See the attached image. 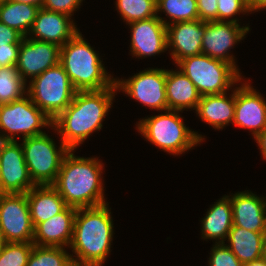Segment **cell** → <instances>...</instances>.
<instances>
[{
  "label": "cell",
  "instance_id": "1",
  "mask_svg": "<svg viewBox=\"0 0 266 266\" xmlns=\"http://www.w3.org/2000/svg\"><path fill=\"white\" fill-rule=\"evenodd\" d=\"M117 90L114 83L100 91H76L71 104L52 122V129L67 148L75 150L93 132L101 130Z\"/></svg>",
  "mask_w": 266,
  "mask_h": 266
},
{
  "label": "cell",
  "instance_id": "2",
  "mask_svg": "<svg viewBox=\"0 0 266 266\" xmlns=\"http://www.w3.org/2000/svg\"><path fill=\"white\" fill-rule=\"evenodd\" d=\"M73 151L69 150L64 156L52 186L67 206L78 209L106 204L101 180L102 162L94 157H77Z\"/></svg>",
  "mask_w": 266,
  "mask_h": 266
},
{
  "label": "cell",
  "instance_id": "3",
  "mask_svg": "<svg viewBox=\"0 0 266 266\" xmlns=\"http://www.w3.org/2000/svg\"><path fill=\"white\" fill-rule=\"evenodd\" d=\"M113 220L108 204L78 208L70 244L73 263L102 266L110 253Z\"/></svg>",
  "mask_w": 266,
  "mask_h": 266
},
{
  "label": "cell",
  "instance_id": "4",
  "mask_svg": "<svg viewBox=\"0 0 266 266\" xmlns=\"http://www.w3.org/2000/svg\"><path fill=\"white\" fill-rule=\"evenodd\" d=\"M78 31L60 49V64L76 91H100L111 87L115 78L106 72L99 54Z\"/></svg>",
  "mask_w": 266,
  "mask_h": 266
},
{
  "label": "cell",
  "instance_id": "5",
  "mask_svg": "<svg viewBox=\"0 0 266 266\" xmlns=\"http://www.w3.org/2000/svg\"><path fill=\"white\" fill-rule=\"evenodd\" d=\"M179 112L167 109L164 114L145 117L137 123L138 131L154 146L180 155L203 142L204 137L186 127Z\"/></svg>",
  "mask_w": 266,
  "mask_h": 266
},
{
  "label": "cell",
  "instance_id": "6",
  "mask_svg": "<svg viewBox=\"0 0 266 266\" xmlns=\"http://www.w3.org/2000/svg\"><path fill=\"white\" fill-rule=\"evenodd\" d=\"M176 65L194 83L201 96L226 93L243 80L231 64L205 54L187 57Z\"/></svg>",
  "mask_w": 266,
  "mask_h": 266
},
{
  "label": "cell",
  "instance_id": "7",
  "mask_svg": "<svg viewBox=\"0 0 266 266\" xmlns=\"http://www.w3.org/2000/svg\"><path fill=\"white\" fill-rule=\"evenodd\" d=\"M76 90L59 63L34 77L27 85V94L49 118L54 120L73 101Z\"/></svg>",
  "mask_w": 266,
  "mask_h": 266
},
{
  "label": "cell",
  "instance_id": "8",
  "mask_svg": "<svg viewBox=\"0 0 266 266\" xmlns=\"http://www.w3.org/2000/svg\"><path fill=\"white\" fill-rule=\"evenodd\" d=\"M22 140L24 160L33 183L36 186L53 185L62 160L70 149L62 141L57 149L56 143L46 133Z\"/></svg>",
  "mask_w": 266,
  "mask_h": 266
},
{
  "label": "cell",
  "instance_id": "9",
  "mask_svg": "<svg viewBox=\"0 0 266 266\" xmlns=\"http://www.w3.org/2000/svg\"><path fill=\"white\" fill-rule=\"evenodd\" d=\"M25 96L0 105V130L5 131L0 134V141H16L15 136L20 137L18 133L23 139L38 136L45 133L40 130L42 127H52L53 120L32 102L28 94Z\"/></svg>",
  "mask_w": 266,
  "mask_h": 266
},
{
  "label": "cell",
  "instance_id": "10",
  "mask_svg": "<svg viewBox=\"0 0 266 266\" xmlns=\"http://www.w3.org/2000/svg\"><path fill=\"white\" fill-rule=\"evenodd\" d=\"M0 229L6 242H33L34 227L26 193L0 194Z\"/></svg>",
  "mask_w": 266,
  "mask_h": 266
},
{
  "label": "cell",
  "instance_id": "11",
  "mask_svg": "<svg viewBox=\"0 0 266 266\" xmlns=\"http://www.w3.org/2000/svg\"><path fill=\"white\" fill-rule=\"evenodd\" d=\"M116 87L131 98L151 109H168L166 99V69L152 68L135 74L126 80L115 79Z\"/></svg>",
  "mask_w": 266,
  "mask_h": 266
},
{
  "label": "cell",
  "instance_id": "12",
  "mask_svg": "<svg viewBox=\"0 0 266 266\" xmlns=\"http://www.w3.org/2000/svg\"><path fill=\"white\" fill-rule=\"evenodd\" d=\"M34 186L22 145L17 140L0 141V194L27 193Z\"/></svg>",
  "mask_w": 266,
  "mask_h": 266
},
{
  "label": "cell",
  "instance_id": "13",
  "mask_svg": "<svg viewBox=\"0 0 266 266\" xmlns=\"http://www.w3.org/2000/svg\"><path fill=\"white\" fill-rule=\"evenodd\" d=\"M249 30V26L240 27L239 23L231 21L205 22L202 54L227 62L239 72L233 54L230 55L229 51L237 42L243 40Z\"/></svg>",
  "mask_w": 266,
  "mask_h": 266
},
{
  "label": "cell",
  "instance_id": "14",
  "mask_svg": "<svg viewBox=\"0 0 266 266\" xmlns=\"http://www.w3.org/2000/svg\"><path fill=\"white\" fill-rule=\"evenodd\" d=\"M60 49L57 44L24 37L21 41L16 67L22 79L27 82L39 76L48 68L60 63Z\"/></svg>",
  "mask_w": 266,
  "mask_h": 266
},
{
  "label": "cell",
  "instance_id": "15",
  "mask_svg": "<svg viewBox=\"0 0 266 266\" xmlns=\"http://www.w3.org/2000/svg\"><path fill=\"white\" fill-rule=\"evenodd\" d=\"M160 16L129 23L131 29L130 51L136 57H149L165 52L167 48V25ZM165 50V51H164Z\"/></svg>",
  "mask_w": 266,
  "mask_h": 266
},
{
  "label": "cell",
  "instance_id": "16",
  "mask_svg": "<svg viewBox=\"0 0 266 266\" xmlns=\"http://www.w3.org/2000/svg\"><path fill=\"white\" fill-rule=\"evenodd\" d=\"M233 124L250 129L254 137L266 128V101L250 83L235 88Z\"/></svg>",
  "mask_w": 266,
  "mask_h": 266
},
{
  "label": "cell",
  "instance_id": "17",
  "mask_svg": "<svg viewBox=\"0 0 266 266\" xmlns=\"http://www.w3.org/2000/svg\"><path fill=\"white\" fill-rule=\"evenodd\" d=\"M205 34V21L176 22L167 25V48L177 64L180 60L202 54V38Z\"/></svg>",
  "mask_w": 266,
  "mask_h": 266
},
{
  "label": "cell",
  "instance_id": "18",
  "mask_svg": "<svg viewBox=\"0 0 266 266\" xmlns=\"http://www.w3.org/2000/svg\"><path fill=\"white\" fill-rule=\"evenodd\" d=\"M75 26L71 16L40 8L27 36L61 47L79 31Z\"/></svg>",
  "mask_w": 266,
  "mask_h": 266
},
{
  "label": "cell",
  "instance_id": "19",
  "mask_svg": "<svg viewBox=\"0 0 266 266\" xmlns=\"http://www.w3.org/2000/svg\"><path fill=\"white\" fill-rule=\"evenodd\" d=\"M77 208L67 206L62 212L34 227L33 244L38 246H70Z\"/></svg>",
  "mask_w": 266,
  "mask_h": 266
},
{
  "label": "cell",
  "instance_id": "20",
  "mask_svg": "<svg viewBox=\"0 0 266 266\" xmlns=\"http://www.w3.org/2000/svg\"><path fill=\"white\" fill-rule=\"evenodd\" d=\"M233 225L249 231L265 233L266 207L265 198L252 192H237L231 196Z\"/></svg>",
  "mask_w": 266,
  "mask_h": 266
},
{
  "label": "cell",
  "instance_id": "21",
  "mask_svg": "<svg viewBox=\"0 0 266 266\" xmlns=\"http://www.w3.org/2000/svg\"><path fill=\"white\" fill-rule=\"evenodd\" d=\"M165 91L169 110L182 112L185 109H197L201 95L181 70L166 69Z\"/></svg>",
  "mask_w": 266,
  "mask_h": 266
},
{
  "label": "cell",
  "instance_id": "22",
  "mask_svg": "<svg viewBox=\"0 0 266 266\" xmlns=\"http://www.w3.org/2000/svg\"><path fill=\"white\" fill-rule=\"evenodd\" d=\"M26 195L33 227L51 219L67 207L64 199L52 185L34 186Z\"/></svg>",
  "mask_w": 266,
  "mask_h": 266
},
{
  "label": "cell",
  "instance_id": "23",
  "mask_svg": "<svg viewBox=\"0 0 266 266\" xmlns=\"http://www.w3.org/2000/svg\"><path fill=\"white\" fill-rule=\"evenodd\" d=\"M226 94L201 96L195 110L202 121L215 129H223L234 121L235 89L231 97L229 95L228 98Z\"/></svg>",
  "mask_w": 266,
  "mask_h": 266
},
{
  "label": "cell",
  "instance_id": "24",
  "mask_svg": "<svg viewBox=\"0 0 266 266\" xmlns=\"http://www.w3.org/2000/svg\"><path fill=\"white\" fill-rule=\"evenodd\" d=\"M202 222V238L224 243L233 226L231 198L223 196L207 211Z\"/></svg>",
  "mask_w": 266,
  "mask_h": 266
},
{
  "label": "cell",
  "instance_id": "25",
  "mask_svg": "<svg viewBox=\"0 0 266 266\" xmlns=\"http://www.w3.org/2000/svg\"><path fill=\"white\" fill-rule=\"evenodd\" d=\"M227 238L230 244L228 247L242 264L262 258L264 233L233 225Z\"/></svg>",
  "mask_w": 266,
  "mask_h": 266
},
{
  "label": "cell",
  "instance_id": "26",
  "mask_svg": "<svg viewBox=\"0 0 266 266\" xmlns=\"http://www.w3.org/2000/svg\"><path fill=\"white\" fill-rule=\"evenodd\" d=\"M39 9L35 5L0 0V22L27 37Z\"/></svg>",
  "mask_w": 266,
  "mask_h": 266
},
{
  "label": "cell",
  "instance_id": "27",
  "mask_svg": "<svg viewBox=\"0 0 266 266\" xmlns=\"http://www.w3.org/2000/svg\"><path fill=\"white\" fill-rule=\"evenodd\" d=\"M26 82L16 66L0 69V105L19 100L27 94Z\"/></svg>",
  "mask_w": 266,
  "mask_h": 266
},
{
  "label": "cell",
  "instance_id": "28",
  "mask_svg": "<svg viewBox=\"0 0 266 266\" xmlns=\"http://www.w3.org/2000/svg\"><path fill=\"white\" fill-rule=\"evenodd\" d=\"M72 257L65 247L34 245L26 266H70Z\"/></svg>",
  "mask_w": 266,
  "mask_h": 266
},
{
  "label": "cell",
  "instance_id": "29",
  "mask_svg": "<svg viewBox=\"0 0 266 266\" xmlns=\"http://www.w3.org/2000/svg\"><path fill=\"white\" fill-rule=\"evenodd\" d=\"M157 14L165 12L170 24L199 19L197 0H156Z\"/></svg>",
  "mask_w": 266,
  "mask_h": 266
},
{
  "label": "cell",
  "instance_id": "30",
  "mask_svg": "<svg viewBox=\"0 0 266 266\" xmlns=\"http://www.w3.org/2000/svg\"><path fill=\"white\" fill-rule=\"evenodd\" d=\"M115 4L127 24L157 16L156 0H117Z\"/></svg>",
  "mask_w": 266,
  "mask_h": 266
},
{
  "label": "cell",
  "instance_id": "31",
  "mask_svg": "<svg viewBox=\"0 0 266 266\" xmlns=\"http://www.w3.org/2000/svg\"><path fill=\"white\" fill-rule=\"evenodd\" d=\"M33 243L7 242L0 250V266H26Z\"/></svg>",
  "mask_w": 266,
  "mask_h": 266
},
{
  "label": "cell",
  "instance_id": "32",
  "mask_svg": "<svg viewBox=\"0 0 266 266\" xmlns=\"http://www.w3.org/2000/svg\"><path fill=\"white\" fill-rule=\"evenodd\" d=\"M217 4V21H231L237 23V18L231 20H229V18L240 13L251 12L247 0H217Z\"/></svg>",
  "mask_w": 266,
  "mask_h": 266
},
{
  "label": "cell",
  "instance_id": "33",
  "mask_svg": "<svg viewBox=\"0 0 266 266\" xmlns=\"http://www.w3.org/2000/svg\"><path fill=\"white\" fill-rule=\"evenodd\" d=\"M210 255L209 266H243L225 242H215Z\"/></svg>",
  "mask_w": 266,
  "mask_h": 266
},
{
  "label": "cell",
  "instance_id": "34",
  "mask_svg": "<svg viewBox=\"0 0 266 266\" xmlns=\"http://www.w3.org/2000/svg\"><path fill=\"white\" fill-rule=\"evenodd\" d=\"M83 0H45L42 8L49 11L61 12L69 16H73V12L77 11Z\"/></svg>",
  "mask_w": 266,
  "mask_h": 266
},
{
  "label": "cell",
  "instance_id": "35",
  "mask_svg": "<svg viewBox=\"0 0 266 266\" xmlns=\"http://www.w3.org/2000/svg\"><path fill=\"white\" fill-rule=\"evenodd\" d=\"M217 0H197L199 20L217 21Z\"/></svg>",
  "mask_w": 266,
  "mask_h": 266
},
{
  "label": "cell",
  "instance_id": "36",
  "mask_svg": "<svg viewBox=\"0 0 266 266\" xmlns=\"http://www.w3.org/2000/svg\"><path fill=\"white\" fill-rule=\"evenodd\" d=\"M20 44H7L0 47V64L3 67L16 66Z\"/></svg>",
  "mask_w": 266,
  "mask_h": 266
},
{
  "label": "cell",
  "instance_id": "37",
  "mask_svg": "<svg viewBox=\"0 0 266 266\" xmlns=\"http://www.w3.org/2000/svg\"><path fill=\"white\" fill-rule=\"evenodd\" d=\"M23 38L20 32L0 22V47L7 44H21Z\"/></svg>",
  "mask_w": 266,
  "mask_h": 266
},
{
  "label": "cell",
  "instance_id": "38",
  "mask_svg": "<svg viewBox=\"0 0 266 266\" xmlns=\"http://www.w3.org/2000/svg\"><path fill=\"white\" fill-rule=\"evenodd\" d=\"M254 139L260 147L261 155L266 160V128L261 133L257 134Z\"/></svg>",
  "mask_w": 266,
  "mask_h": 266
},
{
  "label": "cell",
  "instance_id": "39",
  "mask_svg": "<svg viewBox=\"0 0 266 266\" xmlns=\"http://www.w3.org/2000/svg\"><path fill=\"white\" fill-rule=\"evenodd\" d=\"M251 12L266 9V0H247Z\"/></svg>",
  "mask_w": 266,
  "mask_h": 266
},
{
  "label": "cell",
  "instance_id": "40",
  "mask_svg": "<svg viewBox=\"0 0 266 266\" xmlns=\"http://www.w3.org/2000/svg\"><path fill=\"white\" fill-rule=\"evenodd\" d=\"M12 1L35 5L39 8H42L45 0H12Z\"/></svg>",
  "mask_w": 266,
  "mask_h": 266
},
{
  "label": "cell",
  "instance_id": "41",
  "mask_svg": "<svg viewBox=\"0 0 266 266\" xmlns=\"http://www.w3.org/2000/svg\"><path fill=\"white\" fill-rule=\"evenodd\" d=\"M243 266H266V260L261 258L249 263H244Z\"/></svg>",
  "mask_w": 266,
  "mask_h": 266
},
{
  "label": "cell",
  "instance_id": "42",
  "mask_svg": "<svg viewBox=\"0 0 266 266\" xmlns=\"http://www.w3.org/2000/svg\"><path fill=\"white\" fill-rule=\"evenodd\" d=\"M6 243L7 242H6L5 238H4L3 232L0 229V250L5 246Z\"/></svg>",
  "mask_w": 266,
  "mask_h": 266
},
{
  "label": "cell",
  "instance_id": "43",
  "mask_svg": "<svg viewBox=\"0 0 266 266\" xmlns=\"http://www.w3.org/2000/svg\"><path fill=\"white\" fill-rule=\"evenodd\" d=\"M262 258L266 260V231L264 233L263 255H262Z\"/></svg>",
  "mask_w": 266,
  "mask_h": 266
},
{
  "label": "cell",
  "instance_id": "44",
  "mask_svg": "<svg viewBox=\"0 0 266 266\" xmlns=\"http://www.w3.org/2000/svg\"><path fill=\"white\" fill-rule=\"evenodd\" d=\"M70 266H86V265H81V264H76V263H73L72 265Z\"/></svg>",
  "mask_w": 266,
  "mask_h": 266
}]
</instances>
